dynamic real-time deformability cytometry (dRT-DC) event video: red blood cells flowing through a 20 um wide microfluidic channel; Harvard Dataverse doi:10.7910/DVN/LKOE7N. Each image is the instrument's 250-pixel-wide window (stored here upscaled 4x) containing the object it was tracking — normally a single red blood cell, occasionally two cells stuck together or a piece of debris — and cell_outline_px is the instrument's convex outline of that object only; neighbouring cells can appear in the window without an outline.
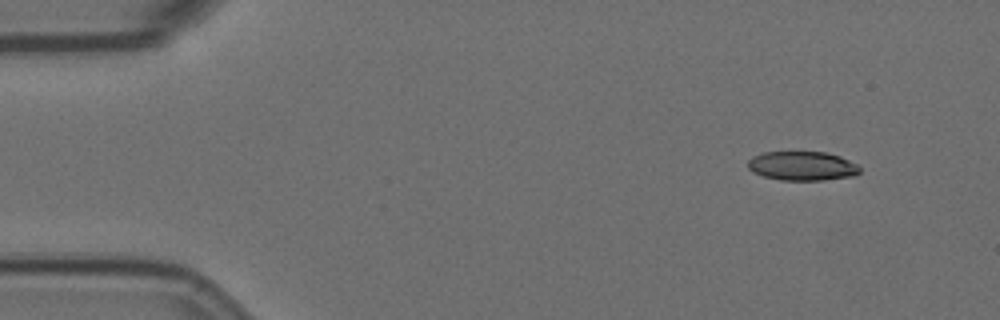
{"species": "Egyptian fruit bat (a non-hibernating species)", "species_latin": "Rousettus aegyptiacus", "temperature_condition": "room temperature", "stored_images_in_passage": 12, "camera_frame_rate_fps": 3000, "um_per_image_px": 0.085, "animal": {"sex": "female"}, "frame": {"image": 1, "passage_image": 1, "time_ms": 0.0, "image_size_px": [1000, 320], "cell_outline_px": [[860, 172], [852, 176], [824, 180], [780, 180], [764, 176], [752, 172], [748, 168], [748, 160], [752, 156], [764, 152], [824, 152], [840, 156], [856, 164], [860, 168]], "centroid_in_image_um": [68.16, 14.1], "position_along_channel_um": 16.8, "area_um2": 18.96}}
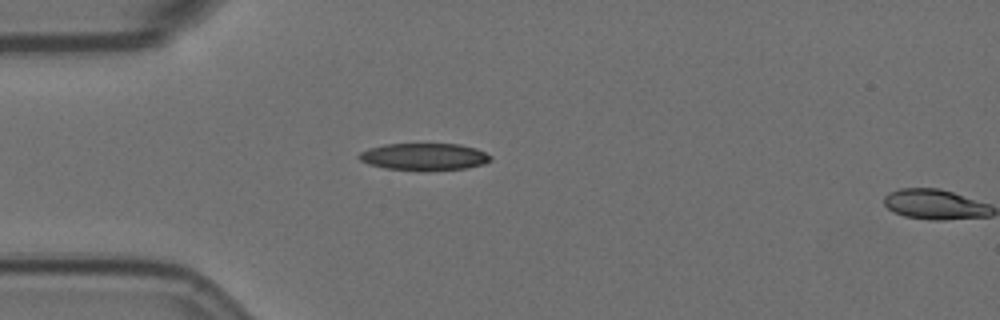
{"frame": {"image": 2, "passage_image": 11, "time_ms": 3.333, "image_size_px": [1000, 320], "cell_outline_px": [[492, 160], [484, 164], [464, 168], [424, 172], [384, 168], [368, 164], [360, 160], [356, 156], [360, 152], [368, 148], [384, 144], [460, 144], [476, 148], [492, 156]], "centroid_in_image_um": [36.03, 13.34], "position_along_channel_um": 49.0, "area_um2": 21.21}}